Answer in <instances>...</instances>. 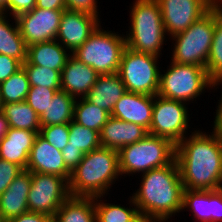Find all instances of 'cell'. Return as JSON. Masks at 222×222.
<instances>
[{
	"mask_svg": "<svg viewBox=\"0 0 222 222\" xmlns=\"http://www.w3.org/2000/svg\"><path fill=\"white\" fill-rule=\"evenodd\" d=\"M190 133L176 145L175 151L184 189L222 188V142L213 132L193 129Z\"/></svg>",
	"mask_w": 222,
	"mask_h": 222,
	"instance_id": "cell-1",
	"label": "cell"
},
{
	"mask_svg": "<svg viewBox=\"0 0 222 222\" xmlns=\"http://www.w3.org/2000/svg\"><path fill=\"white\" fill-rule=\"evenodd\" d=\"M141 175L139 189L131 196L140 214L169 222L168 219L183 211L184 186L175 159Z\"/></svg>",
	"mask_w": 222,
	"mask_h": 222,
	"instance_id": "cell-2",
	"label": "cell"
},
{
	"mask_svg": "<svg viewBox=\"0 0 222 222\" xmlns=\"http://www.w3.org/2000/svg\"><path fill=\"white\" fill-rule=\"evenodd\" d=\"M120 177L118 151L100 147L84 154L80 164L72 171L69 179L70 195L108 196L112 185Z\"/></svg>",
	"mask_w": 222,
	"mask_h": 222,
	"instance_id": "cell-3",
	"label": "cell"
},
{
	"mask_svg": "<svg viewBox=\"0 0 222 222\" xmlns=\"http://www.w3.org/2000/svg\"><path fill=\"white\" fill-rule=\"evenodd\" d=\"M129 13L126 47L161 57L167 34L157 0H134Z\"/></svg>",
	"mask_w": 222,
	"mask_h": 222,
	"instance_id": "cell-4",
	"label": "cell"
},
{
	"mask_svg": "<svg viewBox=\"0 0 222 222\" xmlns=\"http://www.w3.org/2000/svg\"><path fill=\"white\" fill-rule=\"evenodd\" d=\"M176 145L170 140L147 134L142 140L118 151L121 177L143 174L154 168L169 165L175 159Z\"/></svg>",
	"mask_w": 222,
	"mask_h": 222,
	"instance_id": "cell-5",
	"label": "cell"
},
{
	"mask_svg": "<svg viewBox=\"0 0 222 222\" xmlns=\"http://www.w3.org/2000/svg\"><path fill=\"white\" fill-rule=\"evenodd\" d=\"M163 72L160 70L157 95L166 99L181 101L189 105L194 99L196 102L206 89L208 91V89L218 88L209 79L206 68L199 65L178 64L170 60L169 66Z\"/></svg>",
	"mask_w": 222,
	"mask_h": 222,
	"instance_id": "cell-6",
	"label": "cell"
},
{
	"mask_svg": "<svg viewBox=\"0 0 222 222\" xmlns=\"http://www.w3.org/2000/svg\"><path fill=\"white\" fill-rule=\"evenodd\" d=\"M215 28V5L185 31L171 36V61L206 68Z\"/></svg>",
	"mask_w": 222,
	"mask_h": 222,
	"instance_id": "cell-7",
	"label": "cell"
},
{
	"mask_svg": "<svg viewBox=\"0 0 222 222\" xmlns=\"http://www.w3.org/2000/svg\"><path fill=\"white\" fill-rule=\"evenodd\" d=\"M101 27L100 24L87 41L71 54L99 75L118 73L121 55L126 47L125 35Z\"/></svg>",
	"mask_w": 222,
	"mask_h": 222,
	"instance_id": "cell-8",
	"label": "cell"
},
{
	"mask_svg": "<svg viewBox=\"0 0 222 222\" xmlns=\"http://www.w3.org/2000/svg\"><path fill=\"white\" fill-rule=\"evenodd\" d=\"M159 57L125 47L121 55L118 74L126 90L155 96L159 90ZM159 63V64H158Z\"/></svg>",
	"mask_w": 222,
	"mask_h": 222,
	"instance_id": "cell-9",
	"label": "cell"
},
{
	"mask_svg": "<svg viewBox=\"0 0 222 222\" xmlns=\"http://www.w3.org/2000/svg\"><path fill=\"white\" fill-rule=\"evenodd\" d=\"M188 109V104L184 102L155 95L152 122L148 133L166 138L177 145L188 135L191 128Z\"/></svg>",
	"mask_w": 222,
	"mask_h": 222,
	"instance_id": "cell-10",
	"label": "cell"
},
{
	"mask_svg": "<svg viewBox=\"0 0 222 222\" xmlns=\"http://www.w3.org/2000/svg\"><path fill=\"white\" fill-rule=\"evenodd\" d=\"M31 188L27 196L28 210L51 216L71 195L69 182L58 175L31 172Z\"/></svg>",
	"mask_w": 222,
	"mask_h": 222,
	"instance_id": "cell-11",
	"label": "cell"
},
{
	"mask_svg": "<svg viewBox=\"0 0 222 222\" xmlns=\"http://www.w3.org/2000/svg\"><path fill=\"white\" fill-rule=\"evenodd\" d=\"M165 32L170 37L185 31L205 15L217 0H157Z\"/></svg>",
	"mask_w": 222,
	"mask_h": 222,
	"instance_id": "cell-12",
	"label": "cell"
},
{
	"mask_svg": "<svg viewBox=\"0 0 222 222\" xmlns=\"http://www.w3.org/2000/svg\"><path fill=\"white\" fill-rule=\"evenodd\" d=\"M63 11L35 7L17 16L15 19L26 46L55 40Z\"/></svg>",
	"mask_w": 222,
	"mask_h": 222,
	"instance_id": "cell-13",
	"label": "cell"
},
{
	"mask_svg": "<svg viewBox=\"0 0 222 222\" xmlns=\"http://www.w3.org/2000/svg\"><path fill=\"white\" fill-rule=\"evenodd\" d=\"M101 23L97 16L65 9L60 19L59 30L55 40L72 53L87 41Z\"/></svg>",
	"mask_w": 222,
	"mask_h": 222,
	"instance_id": "cell-14",
	"label": "cell"
},
{
	"mask_svg": "<svg viewBox=\"0 0 222 222\" xmlns=\"http://www.w3.org/2000/svg\"><path fill=\"white\" fill-rule=\"evenodd\" d=\"M182 210L191 211L195 222H221L222 188L204 191L184 189Z\"/></svg>",
	"mask_w": 222,
	"mask_h": 222,
	"instance_id": "cell-15",
	"label": "cell"
},
{
	"mask_svg": "<svg viewBox=\"0 0 222 222\" xmlns=\"http://www.w3.org/2000/svg\"><path fill=\"white\" fill-rule=\"evenodd\" d=\"M26 169L30 172L58 175L68 182L71 176L61 151L47 142L39 133L31 148Z\"/></svg>",
	"mask_w": 222,
	"mask_h": 222,
	"instance_id": "cell-16",
	"label": "cell"
},
{
	"mask_svg": "<svg viewBox=\"0 0 222 222\" xmlns=\"http://www.w3.org/2000/svg\"><path fill=\"white\" fill-rule=\"evenodd\" d=\"M154 96L126 91L115 103L110 116L135 123L149 130L153 115Z\"/></svg>",
	"mask_w": 222,
	"mask_h": 222,
	"instance_id": "cell-17",
	"label": "cell"
},
{
	"mask_svg": "<svg viewBox=\"0 0 222 222\" xmlns=\"http://www.w3.org/2000/svg\"><path fill=\"white\" fill-rule=\"evenodd\" d=\"M31 172L23 169L0 195V221L5 222L28 210L27 196L31 188Z\"/></svg>",
	"mask_w": 222,
	"mask_h": 222,
	"instance_id": "cell-18",
	"label": "cell"
},
{
	"mask_svg": "<svg viewBox=\"0 0 222 222\" xmlns=\"http://www.w3.org/2000/svg\"><path fill=\"white\" fill-rule=\"evenodd\" d=\"M100 75L72 54L61 70V90L75 99L84 98Z\"/></svg>",
	"mask_w": 222,
	"mask_h": 222,
	"instance_id": "cell-19",
	"label": "cell"
},
{
	"mask_svg": "<svg viewBox=\"0 0 222 222\" xmlns=\"http://www.w3.org/2000/svg\"><path fill=\"white\" fill-rule=\"evenodd\" d=\"M148 133L143 126L110 116L99 132L102 147L119 151L142 140Z\"/></svg>",
	"mask_w": 222,
	"mask_h": 222,
	"instance_id": "cell-20",
	"label": "cell"
},
{
	"mask_svg": "<svg viewBox=\"0 0 222 222\" xmlns=\"http://www.w3.org/2000/svg\"><path fill=\"white\" fill-rule=\"evenodd\" d=\"M39 132L9 128L0 142V159L13 162L26 169L31 148Z\"/></svg>",
	"mask_w": 222,
	"mask_h": 222,
	"instance_id": "cell-21",
	"label": "cell"
},
{
	"mask_svg": "<svg viewBox=\"0 0 222 222\" xmlns=\"http://www.w3.org/2000/svg\"><path fill=\"white\" fill-rule=\"evenodd\" d=\"M126 91L118 73L106 74L98 77L96 83L84 98L111 114L115 103Z\"/></svg>",
	"mask_w": 222,
	"mask_h": 222,
	"instance_id": "cell-22",
	"label": "cell"
},
{
	"mask_svg": "<svg viewBox=\"0 0 222 222\" xmlns=\"http://www.w3.org/2000/svg\"><path fill=\"white\" fill-rule=\"evenodd\" d=\"M70 55L71 52L57 40H51L27 46L26 61L61 73Z\"/></svg>",
	"mask_w": 222,
	"mask_h": 222,
	"instance_id": "cell-23",
	"label": "cell"
},
{
	"mask_svg": "<svg viewBox=\"0 0 222 222\" xmlns=\"http://www.w3.org/2000/svg\"><path fill=\"white\" fill-rule=\"evenodd\" d=\"M0 54L13 57L22 64L26 62L27 46L20 34L16 19L4 13H0Z\"/></svg>",
	"mask_w": 222,
	"mask_h": 222,
	"instance_id": "cell-24",
	"label": "cell"
},
{
	"mask_svg": "<svg viewBox=\"0 0 222 222\" xmlns=\"http://www.w3.org/2000/svg\"><path fill=\"white\" fill-rule=\"evenodd\" d=\"M53 222H96L94 197L70 196L58 209Z\"/></svg>",
	"mask_w": 222,
	"mask_h": 222,
	"instance_id": "cell-25",
	"label": "cell"
},
{
	"mask_svg": "<svg viewBox=\"0 0 222 222\" xmlns=\"http://www.w3.org/2000/svg\"><path fill=\"white\" fill-rule=\"evenodd\" d=\"M75 101L76 99L65 91H57L46 111L40 116L41 126L69 124L73 121Z\"/></svg>",
	"mask_w": 222,
	"mask_h": 222,
	"instance_id": "cell-26",
	"label": "cell"
},
{
	"mask_svg": "<svg viewBox=\"0 0 222 222\" xmlns=\"http://www.w3.org/2000/svg\"><path fill=\"white\" fill-rule=\"evenodd\" d=\"M1 112L6 117L10 128L40 132V117L25 100L3 104Z\"/></svg>",
	"mask_w": 222,
	"mask_h": 222,
	"instance_id": "cell-27",
	"label": "cell"
},
{
	"mask_svg": "<svg viewBox=\"0 0 222 222\" xmlns=\"http://www.w3.org/2000/svg\"><path fill=\"white\" fill-rule=\"evenodd\" d=\"M103 197H94L96 222H131L140 214L131 195L127 198L129 207L111 202L105 203L107 200Z\"/></svg>",
	"mask_w": 222,
	"mask_h": 222,
	"instance_id": "cell-28",
	"label": "cell"
},
{
	"mask_svg": "<svg viewBox=\"0 0 222 222\" xmlns=\"http://www.w3.org/2000/svg\"><path fill=\"white\" fill-rule=\"evenodd\" d=\"M209 79L217 86H222V8L215 4V28L213 40L206 63Z\"/></svg>",
	"mask_w": 222,
	"mask_h": 222,
	"instance_id": "cell-29",
	"label": "cell"
},
{
	"mask_svg": "<svg viewBox=\"0 0 222 222\" xmlns=\"http://www.w3.org/2000/svg\"><path fill=\"white\" fill-rule=\"evenodd\" d=\"M110 114L87 101L85 98L76 99L74 104L73 121L86 128L100 132Z\"/></svg>",
	"mask_w": 222,
	"mask_h": 222,
	"instance_id": "cell-30",
	"label": "cell"
},
{
	"mask_svg": "<svg viewBox=\"0 0 222 222\" xmlns=\"http://www.w3.org/2000/svg\"><path fill=\"white\" fill-rule=\"evenodd\" d=\"M30 87L27 73L22 67L6 81L0 83L2 105L26 100Z\"/></svg>",
	"mask_w": 222,
	"mask_h": 222,
	"instance_id": "cell-31",
	"label": "cell"
},
{
	"mask_svg": "<svg viewBox=\"0 0 222 222\" xmlns=\"http://www.w3.org/2000/svg\"><path fill=\"white\" fill-rule=\"evenodd\" d=\"M67 147L79 148L84 154L96 150L102 147L99 132L71 121Z\"/></svg>",
	"mask_w": 222,
	"mask_h": 222,
	"instance_id": "cell-32",
	"label": "cell"
},
{
	"mask_svg": "<svg viewBox=\"0 0 222 222\" xmlns=\"http://www.w3.org/2000/svg\"><path fill=\"white\" fill-rule=\"evenodd\" d=\"M27 73L31 87L43 86L51 89H61V73L58 70L31 65L27 61L22 64Z\"/></svg>",
	"mask_w": 222,
	"mask_h": 222,
	"instance_id": "cell-33",
	"label": "cell"
},
{
	"mask_svg": "<svg viewBox=\"0 0 222 222\" xmlns=\"http://www.w3.org/2000/svg\"><path fill=\"white\" fill-rule=\"evenodd\" d=\"M59 90L61 89H51L43 86L30 87L25 101L40 117Z\"/></svg>",
	"mask_w": 222,
	"mask_h": 222,
	"instance_id": "cell-34",
	"label": "cell"
},
{
	"mask_svg": "<svg viewBox=\"0 0 222 222\" xmlns=\"http://www.w3.org/2000/svg\"><path fill=\"white\" fill-rule=\"evenodd\" d=\"M39 134L56 149L62 151L69 141V124L41 126Z\"/></svg>",
	"mask_w": 222,
	"mask_h": 222,
	"instance_id": "cell-35",
	"label": "cell"
},
{
	"mask_svg": "<svg viewBox=\"0 0 222 222\" xmlns=\"http://www.w3.org/2000/svg\"><path fill=\"white\" fill-rule=\"evenodd\" d=\"M23 169L13 162L0 159V195Z\"/></svg>",
	"mask_w": 222,
	"mask_h": 222,
	"instance_id": "cell-36",
	"label": "cell"
},
{
	"mask_svg": "<svg viewBox=\"0 0 222 222\" xmlns=\"http://www.w3.org/2000/svg\"><path fill=\"white\" fill-rule=\"evenodd\" d=\"M98 0H65L66 8L72 11H81L97 16L100 19Z\"/></svg>",
	"mask_w": 222,
	"mask_h": 222,
	"instance_id": "cell-37",
	"label": "cell"
},
{
	"mask_svg": "<svg viewBox=\"0 0 222 222\" xmlns=\"http://www.w3.org/2000/svg\"><path fill=\"white\" fill-rule=\"evenodd\" d=\"M22 68V63L10 56L0 54V83Z\"/></svg>",
	"mask_w": 222,
	"mask_h": 222,
	"instance_id": "cell-38",
	"label": "cell"
},
{
	"mask_svg": "<svg viewBox=\"0 0 222 222\" xmlns=\"http://www.w3.org/2000/svg\"><path fill=\"white\" fill-rule=\"evenodd\" d=\"M61 153L64 163L71 173L80 164L84 156V153L79 148L67 147V145Z\"/></svg>",
	"mask_w": 222,
	"mask_h": 222,
	"instance_id": "cell-39",
	"label": "cell"
},
{
	"mask_svg": "<svg viewBox=\"0 0 222 222\" xmlns=\"http://www.w3.org/2000/svg\"><path fill=\"white\" fill-rule=\"evenodd\" d=\"M36 7V0H8V15L17 16L30 12Z\"/></svg>",
	"mask_w": 222,
	"mask_h": 222,
	"instance_id": "cell-40",
	"label": "cell"
},
{
	"mask_svg": "<svg viewBox=\"0 0 222 222\" xmlns=\"http://www.w3.org/2000/svg\"><path fill=\"white\" fill-rule=\"evenodd\" d=\"M5 222H53V218L43 213L27 211L24 214Z\"/></svg>",
	"mask_w": 222,
	"mask_h": 222,
	"instance_id": "cell-41",
	"label": "cell"
},
{
	"mask_svg": "<svg viewBox=\"0 0 222 222\" xmlns=\"http://www.w3.org/2000/svg\"><path fill=\"white\" fill-rule=\"evenodd\" d=\"M222 94V92H221ZM218 105L216 106L217 110H215V118L214 123L212 124L213 127V133L217 136V138L222 142V95L221 98H219Z\"/></svg>",
	"mask_w": 222,
	"mask_h": 222,
	"instance_id": "cell-42",
	"label": "cell"
},
{
	"mask_svg": "<svg viewBox=\"0 0 222 222\" xmlns=\"http://www.w3.org/2000/svg\"><path fill=\"white\" fill-rule=\"evenodd\" d=\"M36 8L47 10H65V0H36Z\"/></svg>",
	"mask_w": 222,
	"mask_h": 222,
	"instance_id": "cell-43",
	"label": "cell"
},
{
	"mask_svg": "<svg viewBox=\"0 0 222 222\" xmlns=\"http://www.w3.org/2000/svg\"><path fill=\"white\" fill-rule=\"evenodd\" d=\"M9 124L4 116V114L0 111V142L5 137L6 133L9 130Z\"/></svg>",
	"mask_w": 222,
	"mask_h": 222,
	"instance_id": "cell-44",
	"label": "cell"
},
{
	"mask_svg": "<svg viewBox=\"0 0 222 222\" xmlns=\"http://www.w3.org/2000/svg\"><path fill=\"white\" fill-rule=\"evenodd\" d=\"M131 222H158V221L154 218H151V217L145 215V214H139Z\"/></svg>",
	"mask_w": 222,
	"mask_h": 222,
	"instance_id": "cell-45",
	"label": "cell"
},
{
	"mask_svg": "<svg viewBox=\"0 0 222 222\" xmlns=\"http://www.w3.org/2000/svg\"><path fill=\"white\" fill-rule=\"evenodd\" d=\"M0 13L8 15V0H0Z\"/></svg>",
	"mask_w": 222,
	"mask_h": 222,
	"instance_id": "cell-46",
	"label": "cell"
},
{
	"mask_svg": "<svg viewBox=\"0 0 222 222\" xmlns=\"http://www.w3.org/2000/svg\"><path fill=\"white\" fill-rule=\"evenodd\" d=\"M1 108H2V100H1V92H0V111H1Z\"/></svg>",
	"mask_w": 222,
	"mask_h": 222,
	"instance_id": "cell-47",
	"label": "cell"
},
{
	"mask_svg": "<svg viewBox=\"0 0 222 222\" xmlns=\"http://www.w3.org/2000/svg\"><path fill=\"white\" fill-rule=\"evenodd\" d=\"M217 3L221 6L222 8V0H217Z\"/></svg>",
	"mask_w": 222,
	"mask_h": 222,
	"instance_id": "cell-48",
	"label": "cell"
}]
</instances>
